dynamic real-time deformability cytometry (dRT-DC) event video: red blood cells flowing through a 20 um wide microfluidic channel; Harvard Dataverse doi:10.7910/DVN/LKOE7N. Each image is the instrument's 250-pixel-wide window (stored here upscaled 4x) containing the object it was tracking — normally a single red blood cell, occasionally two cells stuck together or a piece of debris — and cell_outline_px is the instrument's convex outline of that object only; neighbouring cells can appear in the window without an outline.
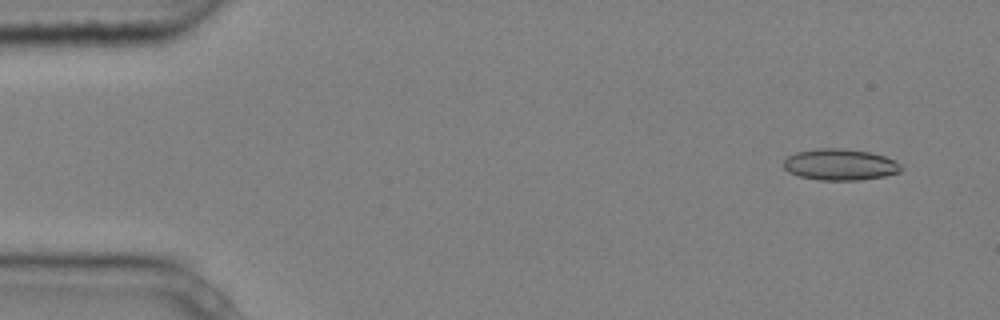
{"species": "common noctule bat (a hibernating species)", "species_latin": "Nyctalus noctula", "temperature_condition": "cold", "stored_images_in_passage": 6, "segment_of_instrument_passage": [1, 2], "camera_frame_rate_fps": 3000, "um_per_image_px": 0.085, "animal": {"sex": "male", "body_mass_g": 20.4}, "frame": {"image": 1, "passage_image": 1, "time_ms": 0.0, "image_size_px": [1000, 320], "cell_outline_px": [[904, 168], [900, 172], [884, 176], [860, 180], [816, 180], [800, 176], [788, 172], [784, 168], [784, 160], [788, 156], [796, 152], [816, 148], [844, 148], [872, 152], [884, 156], [900, 164]], "centroid_in_image_um": [71.4, 13.98], "position_along_channel_um": 13.6, "area_um2": 21.62}}